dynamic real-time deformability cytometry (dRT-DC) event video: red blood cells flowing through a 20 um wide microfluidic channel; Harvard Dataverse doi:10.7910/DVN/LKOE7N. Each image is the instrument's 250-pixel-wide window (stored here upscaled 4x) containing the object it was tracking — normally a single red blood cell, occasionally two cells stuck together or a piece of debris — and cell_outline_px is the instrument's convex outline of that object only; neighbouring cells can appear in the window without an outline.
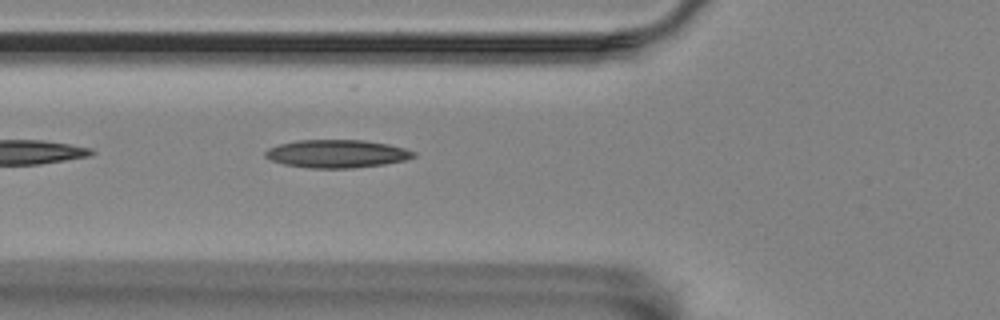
{"species": "Egyptian fruit bat (a non-hibernating species)", "species_latin": "Rousettus aegyptiacus", "temperature_condition": "room temperature", "stored_images_in_passage": 6, "camera_frame_rate_fps": 3000, "um_per_image_px": 0.085, "animal": {"sex": "female"}, "frame": {"image": 1, "passage_image": 6, "time_ms": 6.0, "image_size_px": [1000, 320], "cell_outline_px": [[416, 156], [404, 160], [384, 164], [352, 168], [308, 168], [284, 164], [272, 160], [264, 156], [264, 152], [268, 148], [280, 144], [296, 140], [364, 140], [388, 144], [404, 148], [416, 152]], "centroid_in_image_um": [28.62, 13.06], "position_along_channel_um": 97.2, "area_um2": 24.16}}